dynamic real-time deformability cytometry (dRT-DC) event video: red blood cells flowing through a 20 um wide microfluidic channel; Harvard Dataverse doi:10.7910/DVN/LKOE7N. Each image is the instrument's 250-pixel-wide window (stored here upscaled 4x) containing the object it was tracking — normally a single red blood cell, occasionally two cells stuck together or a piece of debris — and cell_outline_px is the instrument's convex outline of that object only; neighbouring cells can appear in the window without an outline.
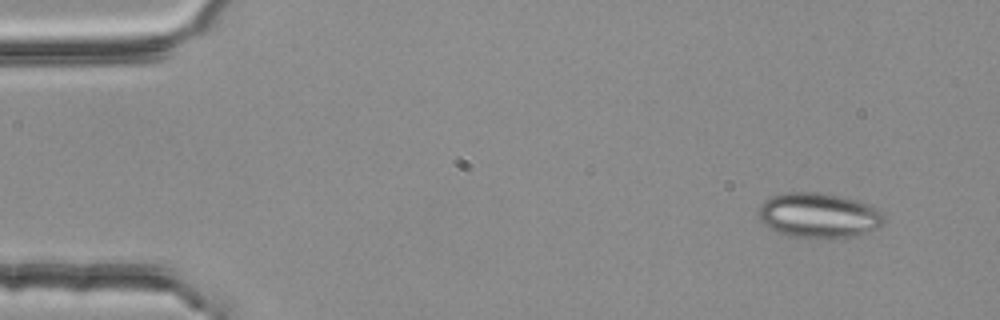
{"species": "common noctule bat (a hibernating species)", "species_latin": "Nyctalus noctula", "temperature_condition": "room temperature", "stored_images_in_passage": 3, "camera_frame_rate_fps": 3000, "um_per_image_px": 0.085, "animal": {"sex": "female", "body_mass_g": 25.1}, "frame": {"image": 1, "passage_image": 1, "time_ms": 0.0, "image_size_px": [1000, 320], "cell_outline_px": [[888, 220], [884, 224], [876, 228], [856, 236], [788, 236], [776, 232], [768, 228], [760, 220], [756, 212], [760, 204], [764, 200], [772, 196], [784, 192], [820, 192], [844, 196], [868, 204], [876, 208]], "centroid_in_image_um": [69.56, 18.27], "position_along_channel_um": 15.4, "area_um2": 32.89}}